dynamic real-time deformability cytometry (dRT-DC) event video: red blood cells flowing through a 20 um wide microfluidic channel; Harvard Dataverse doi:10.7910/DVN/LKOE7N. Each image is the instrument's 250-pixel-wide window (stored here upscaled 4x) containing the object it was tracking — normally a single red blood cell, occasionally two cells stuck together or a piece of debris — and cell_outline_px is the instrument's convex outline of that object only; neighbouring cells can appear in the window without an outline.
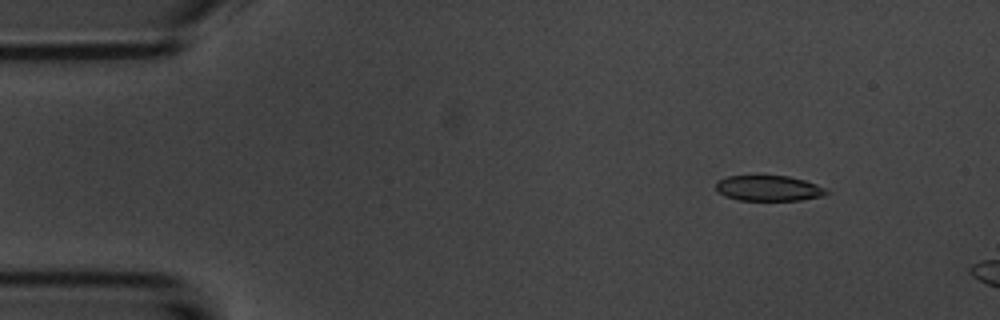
{"species": "common noctule bat (a hibernating species)", "species_latin": "Nyctalus noctula", "temperature_condition": "room temperature", "stored_images_in_passage": 9, "camera_frame_rate_fps": 3000, "um_per_image_px": 0.085, "animal": {"sex": "male", "body_mass_g": 20.1, "forearm_length_mm": 53.5}, "frame": {"image": 1, "passage_image": 4, "time_ms": 1.0, "image_size_px": [1000, 320], "cell_outline_px": [[828, 192], [824, 196], [800, 200], [736, 200], [724, 196], [716, 188], [716, 184], [720, 180], [728, 176], [788, 176], [804, 180], [816, 184], [824, 188]], "centroid_in_image_um": [65.34, 16.01], "position_along_channel_um": 19.7, "area_um2": 16.24}}